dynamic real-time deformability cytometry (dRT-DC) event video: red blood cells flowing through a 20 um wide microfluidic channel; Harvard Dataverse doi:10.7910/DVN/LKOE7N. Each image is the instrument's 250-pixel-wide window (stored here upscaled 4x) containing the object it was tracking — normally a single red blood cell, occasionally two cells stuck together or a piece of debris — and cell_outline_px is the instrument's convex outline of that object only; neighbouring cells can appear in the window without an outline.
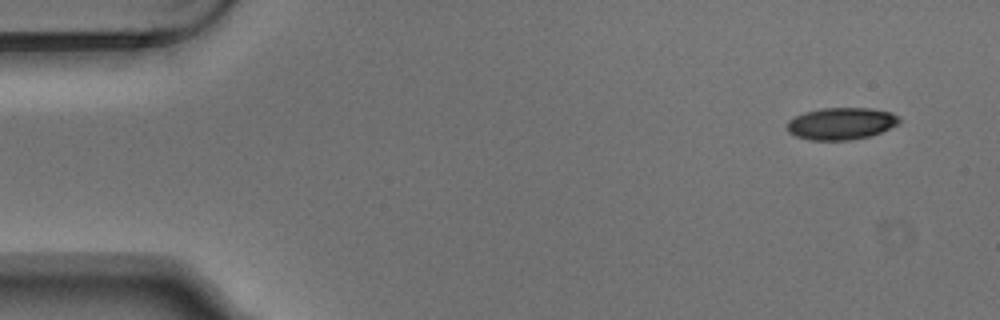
{"species": "Egyptian fruit bat (a non-hibernating species)", "species_latin": "Rousettus aegyptiacus", "temperature_condition": "warm", "stored_images_in_passage": 5, "camera_frame_rate_fps": 3000, "um_per_image_px": 0.085, "animal": {"sex": "male"}, "frame": {"image": 1, "passage_image": 1, "time_ms": 0.0, "image_size_px": [1000, 320], "cell_outline_px": [[900, 124], [880, 132], [868, 136], [848, 140], [808, 140], [796, 136], [788, 132], [788, 120], [804, 112], [820, 108], [872, 108], [892, 112], [900, 116]], "centroid_in_image_um": [71.52, 10.49], "position_along_channel_um": 13.5, "area_um2": 21.04}}
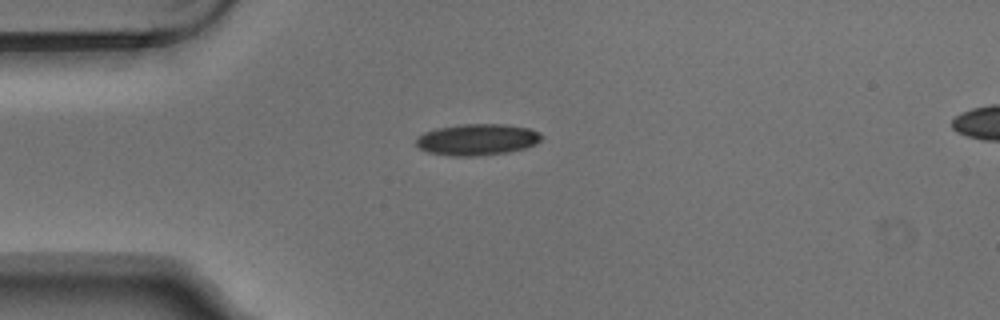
{"frame": {"image": 2, "passage_image": 4, "time_ms": 1.0, "image_size_px": [1000, 320], "cell_outline_px": [[544, 136], [536, 144], [524, 148], [504, 152], [472, 156], [452, 156], [428, 152], [420, 148], [416, 144], [416, 136], [424, 132], [436, 128], [464, 124], [504, 124], [528, 128], [540, 132]], "centroid_in_image_um": [40.55, 11.85], "position_along_channel_um": 44.5, "area_um2": 22.83}}